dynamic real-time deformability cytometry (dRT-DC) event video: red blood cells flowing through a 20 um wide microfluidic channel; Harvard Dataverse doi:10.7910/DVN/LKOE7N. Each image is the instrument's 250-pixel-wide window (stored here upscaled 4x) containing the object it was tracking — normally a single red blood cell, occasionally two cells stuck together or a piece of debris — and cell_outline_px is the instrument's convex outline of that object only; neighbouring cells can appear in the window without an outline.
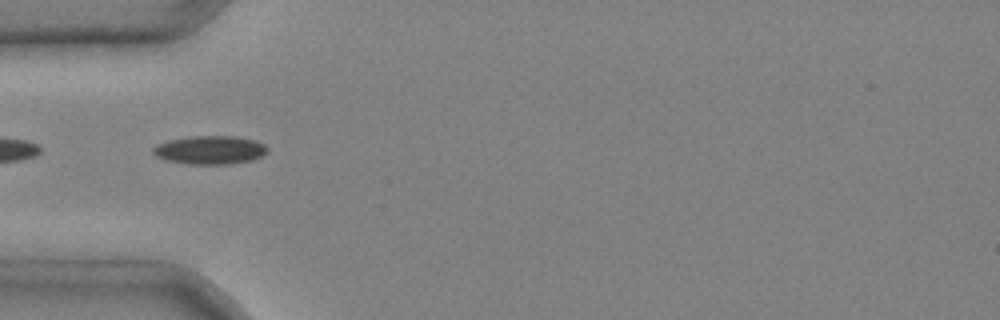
{"species": "common noctule bat (a hibernating species)", "species_latin": "Nyctalus noctula", "temperature_condition": "cold", "stored_images_in_passage": 3, "camera_frame_rate_fps": 3000, "um_per_image_px": 0.085, "animal": {"sex": "male", "body_mass_g": 20.4}, "frame": {"image": 1, "passage_image": 3, "time_ms": 0.667, "image_size_px": [1000, 320], "cell_outline_px": [[268, 152], [260, 156], [248, 160], [228, 164], [188, 164], [164, 160], [156, 156], [152, 152], [152, 148], [156, 144], [168, 140], [192, 136], [236, 136], [256, 140], [264, 144], [268, 148]], "centroid_in_image_um": [17.81, 12.74], "position_along_channel_um": 67.2, "area_um2": 19.02}}